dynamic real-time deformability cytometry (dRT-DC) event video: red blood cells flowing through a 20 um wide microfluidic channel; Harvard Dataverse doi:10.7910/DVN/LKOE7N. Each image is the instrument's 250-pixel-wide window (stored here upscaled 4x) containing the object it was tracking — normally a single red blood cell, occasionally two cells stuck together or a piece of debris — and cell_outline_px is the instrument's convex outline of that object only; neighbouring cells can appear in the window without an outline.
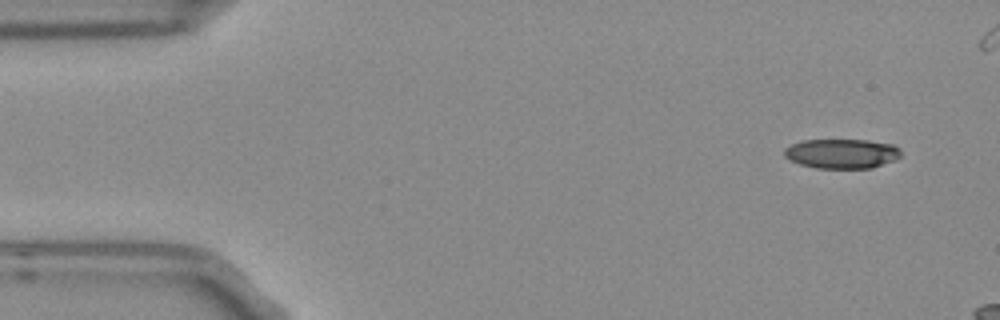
{"species": "Egyptian fruit bat (a non-hibernating species)", "species_latin": "Rousettus aegyptiacus", "temperature_condition": "room temperature", "stored_images_in_passage": 3, "camera_frame_rate_fps": 3000, "um_per_image_px": 0.085, "frame": {"image": 1, "passage_image": 1, "time_ms": 0.0, "image_size_px": [1000, 320], "cell_outline_px": [[900, 156], [892, 160], [872, 168], [816, 168], [800, 164], [784, 156], [784, 148], [800, 140], [868, 140], [892, 144], [900, 148]], "centroid_in_image_um": [71.53, 13.05], "position_along_channel_um": 13.5, "area_um2": 20.0}}